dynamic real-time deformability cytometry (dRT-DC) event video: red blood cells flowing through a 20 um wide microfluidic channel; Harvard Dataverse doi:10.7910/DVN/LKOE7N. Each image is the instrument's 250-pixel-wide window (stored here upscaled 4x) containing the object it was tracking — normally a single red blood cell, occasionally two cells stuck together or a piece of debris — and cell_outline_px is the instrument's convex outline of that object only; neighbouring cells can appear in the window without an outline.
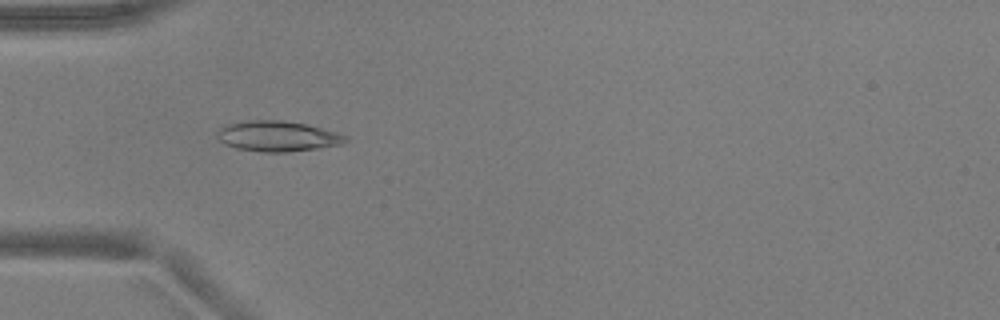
{"species": "common noctule bat (a hibernating species)", "species_latin": "Nyctalus noctula", "temperature_condition": "warm", "stored_images_in_passage": 40, "camera_frame_rate_fps": 3000, "um_per_image_px": 0.085, "animal": {"sex": "male", "body_mass_g": 17.9, "forearm_length_mm": 54.2}, "frame": {"image": 1, "passage_image": 5, "time_ms": 1.333, "image_size_px": [1000, 320], "cell_outline_px": [[348, 140], [340, 144], [316, 148], [288, 152], [260, 152], [236, 148], [224, 144], [216, 136], [220, 128], [228, 124], [248, 120], [284, 120], [304, 124], [336, 132], [348, 136]], "centroid_in_image_um": [23.56, 11.58], "position_along_channel_um": 61.4, "area_um2": 22.6}}
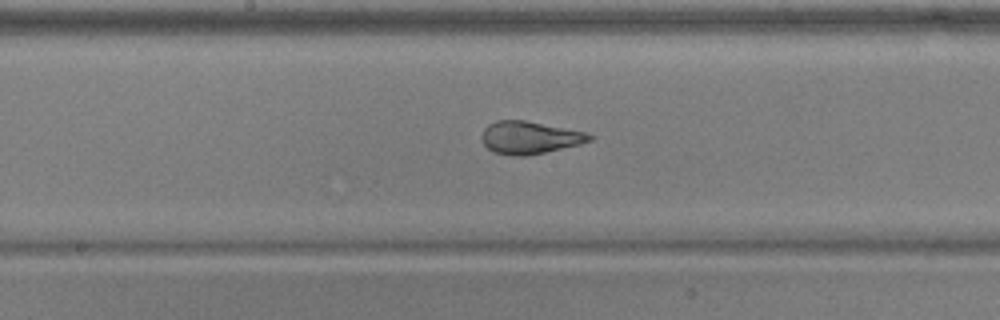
{"frame": {"image": 2, "passage_image": 16, "time_ms": 5.0, "image_size_px": [1000, 320], "cell_outline_px": [[592, 140], [580, 144], [544, 152], [524, 156], [512, 156], [492, 152], [484, 144], [480, 136], [484, 128], [488, 124], [496, 120], [524, 120], [584, 132], [592, 136]], "centroid_in_image_um": [44.95, 11.69], "position_along_channel_um": 203.3, "area_um2": 20.29}}
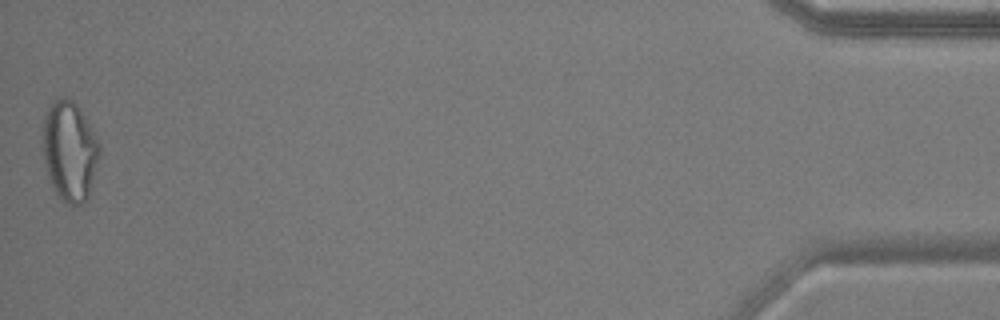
{"frame": {"image": 3, "passage_image": 40, "time_ms": 13.0, "image_size_px": [1000, 320], "cell_outline_px": [[100, 156], [92, 184], [88, 196], [80, 204], [64, 204], [56, 196], [52, 188], [48, 176], [44, 160], [44, 116], [52, 100], [64, 96], [72, 100], [76, 104], [84, 116], [96, 136], [100, 144]], "centroid_in_image_um": [5.92, 12.85], "position_along_channel_um": 429.3, "area_um2": 33.0}, "authors_computed_cell_mechanics": {"area_um2": 21.386, "velocity_mm_per_s": 3.9367, "shape_relaxation_time_tau1_ms": 5.4058, "shape_relaxation_time_tau2_ms": null, "deformation_change_tau1": 0.1893, "deformation_change_tau2": null}}